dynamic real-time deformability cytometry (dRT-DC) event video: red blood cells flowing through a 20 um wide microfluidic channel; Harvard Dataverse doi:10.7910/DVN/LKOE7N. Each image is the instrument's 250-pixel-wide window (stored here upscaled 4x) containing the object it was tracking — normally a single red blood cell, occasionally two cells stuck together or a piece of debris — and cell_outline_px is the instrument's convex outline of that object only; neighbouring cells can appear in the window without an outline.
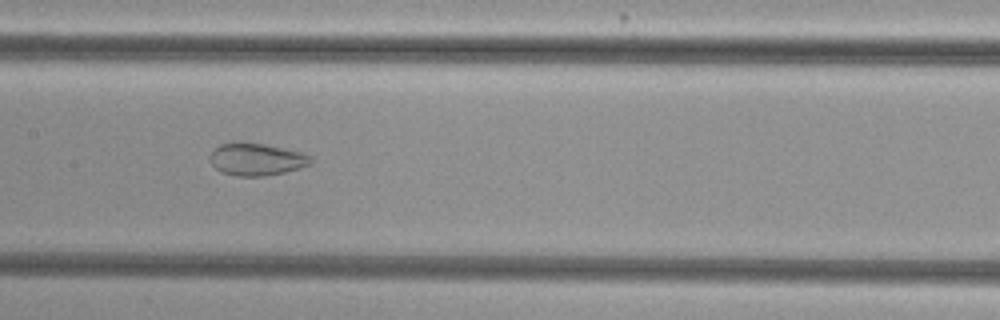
{"species": "common noctule bat (a hibernating species)", "species_latin": "Nyctalus noctula", "temperature_condition": "cold", "stored_images_in_passage": 55, "camera_frame_rate_fps": 3000, "um_per_image_px": 0.085, "animal": {"sex": "female", "body_mass_g": 29.2, "forearm_length_mm": 56.3}, "frame": {"image": 1, "passage_image": 28, "time_ms": 9.0, "image_size_px": [1000, 320], "cell_outline_px": [[312, 164], [300, 168], [284, 172], [264, 176], [236, 176], [220, 172], [212, 164], [212, 152], [220, 144], [236, 140], [264, 144], [304, 152], [312, 156]], "centroid_in_image_um": [21.84, 13.52], "position_along_channel_um": 185.6, "area_um2": 19.25}}
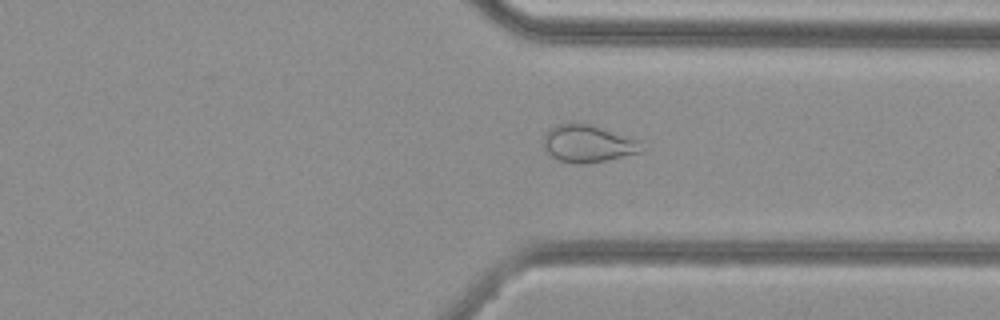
{"frame": {"image": 2, "passage_image": 42, "time_ms": 13.667, "image_size_px": [1000, 320], "cell_outline_px": [[640, 152], [604, 160], [580, 164], [576, 164], [560, 160], [552, 156], [544, 148], [544, 132], [548, 128], [556, 124], [588, 124], [636, 140]], "centroid_in_image_um": [49.84, 12.21], "position_along_channel_um": 361.6, "area_um2": 20.35}}
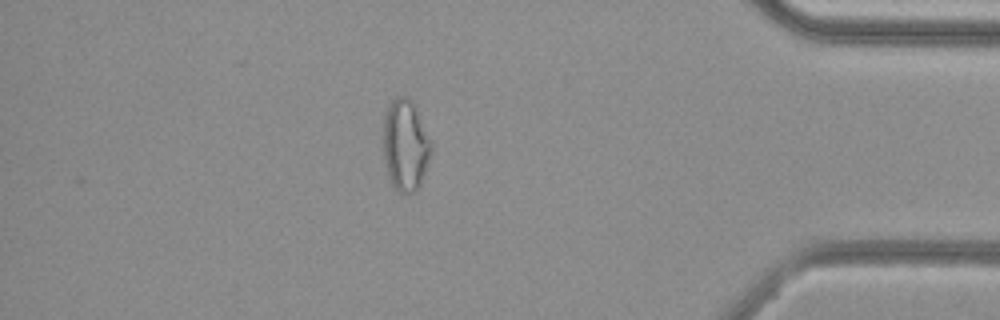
{"frame": {"image": 3, "passage_image": 48, "time_ms": 15.667, "image_size_px": [1000, 320], "cell_outline_px": [[432, 152], [420, 188], [416, 192], [396, 192], [388, 180], [384, 160], [384, 116], [392, 100], [396, 96], [404, 96], [412, 100], [432, 140]], "centroid_in_image_um": [34.48, 12.39], "position_along_channel_um": 400.7, "area_um2": 26.01}, "authors_computed_cell_mechanics": {"area_um2": 25.9522, "velocity_mm_per_s": 3.7653, "shape_relaxation_time_tau1_ms": null, "shape_relaxation_time_tau2_ms": 1.535, "deformation_change_tau1": null, "deformation_change_tau2": 0.078}}